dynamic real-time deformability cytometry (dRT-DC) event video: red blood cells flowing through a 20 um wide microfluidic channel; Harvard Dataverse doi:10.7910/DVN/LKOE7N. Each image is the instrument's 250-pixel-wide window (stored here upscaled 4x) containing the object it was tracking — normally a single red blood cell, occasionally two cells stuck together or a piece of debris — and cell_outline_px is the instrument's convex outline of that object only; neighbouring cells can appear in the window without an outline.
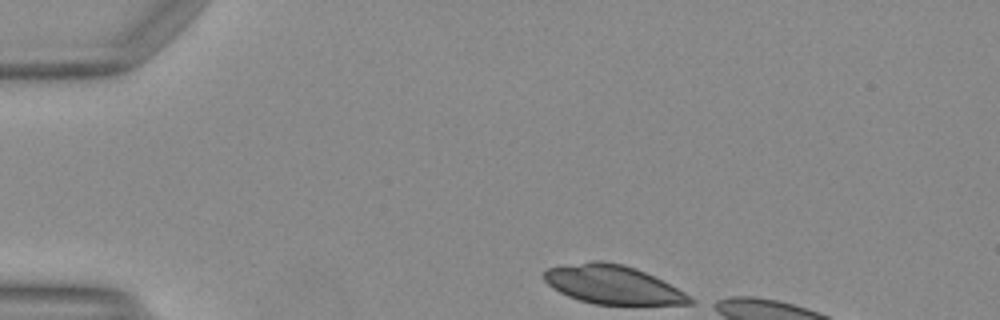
{"species": "Egyptian fruit bat (a non-hibernating species)", "species_latin": "Rousettus aegyptiacus", "temperature_condition": "warm", "stored_images_in_passage": 33, "camera_frame_rate_fps": 3000, "um_per_image_px": 0.085, "animal": {"sex": "female"}, "frame": {"image": 1, "passage_image": 1, "time_ms": 0.0, "image_size_px": [1000, 320], "cell_outline_px": [[696, 304], [592, 304], [568, 296], [552, 288], [544, 280], [544, 272], [548, 268], [592, 260], [604, 260], [624, 264], [636, 268], [684, 292], [696, 300]], "centroid_in_image_um": [52.07, 24.19], "position_along_channel_um": 32.9, "area_um2": 32.66}}